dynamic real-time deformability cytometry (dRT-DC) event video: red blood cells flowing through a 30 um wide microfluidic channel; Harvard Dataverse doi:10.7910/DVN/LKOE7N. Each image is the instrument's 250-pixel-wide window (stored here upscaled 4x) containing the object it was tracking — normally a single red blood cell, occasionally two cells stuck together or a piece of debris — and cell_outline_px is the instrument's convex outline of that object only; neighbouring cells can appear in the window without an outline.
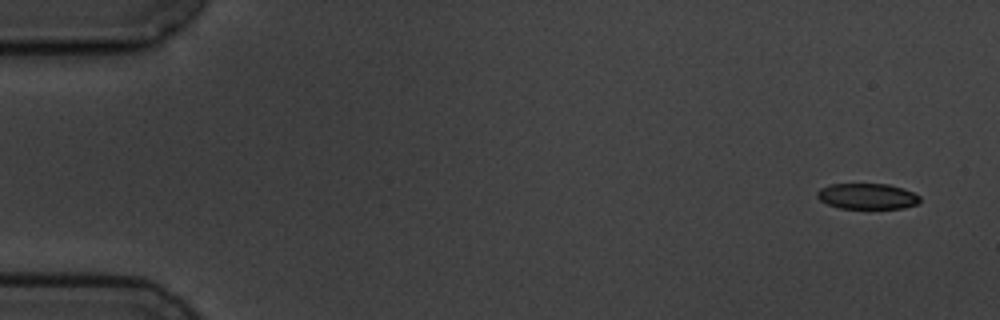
{"species": "common noctule bat (a hibernating species)", "species_latin": "Nyctalus noctula", "temperature_condition": "cold", "stored_images_in_passage": 5, "camera_frame_rate_fps": 3000, "um_per_image_px": 0.085, "animal": {"sex": "male", "body_mass_g": 19.5, "forearm_length_mm": 54.6}, "frame": {"image": 1, "passage_image": 1, "time_ms": 0.0, "image_size_px": [1000, 320], "cell_outline_px": [[920, 200], [916, 204], [904, 208], [840, 208], [828, 204], [820, 200], [816, 196], [816, 192], [820, 188], [828, 184], [888, 184], [904, 188], [920, 196]], "centroid_in_image_um": [73.7, 16.67], "position_along_channel_um": 11.3, "area_um2": 15.43}}
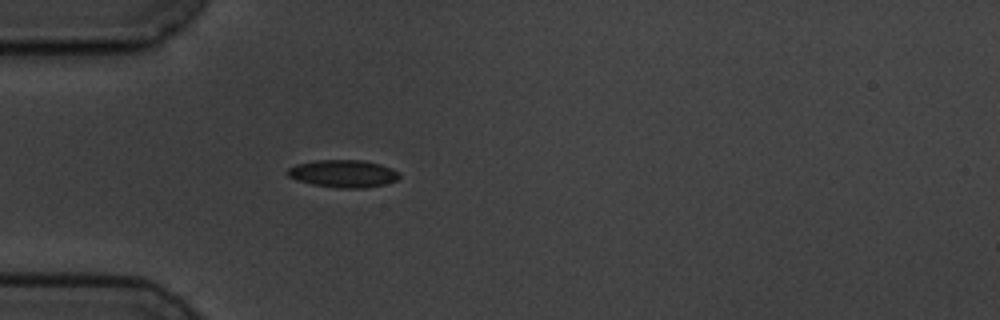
{"frame": {"image": 2, "passage_image": 5, "time_ms": 4.667, "image_size_px": [1000, 320], "cell_outline_px": [[400, 176], [396, 180], [384, 184], [364, 188], [336, 188], [312, 184], [296, 180], [288, 176], [284, 172], [288, 168], [296, 164], [316, 160], [364, 160], [380, 164], [392, 168], [400, 172]], "centroid_in_image_um": [29.15, 14.75], "position_along_channel_um": 55.8, "area_um2": 18.09}}